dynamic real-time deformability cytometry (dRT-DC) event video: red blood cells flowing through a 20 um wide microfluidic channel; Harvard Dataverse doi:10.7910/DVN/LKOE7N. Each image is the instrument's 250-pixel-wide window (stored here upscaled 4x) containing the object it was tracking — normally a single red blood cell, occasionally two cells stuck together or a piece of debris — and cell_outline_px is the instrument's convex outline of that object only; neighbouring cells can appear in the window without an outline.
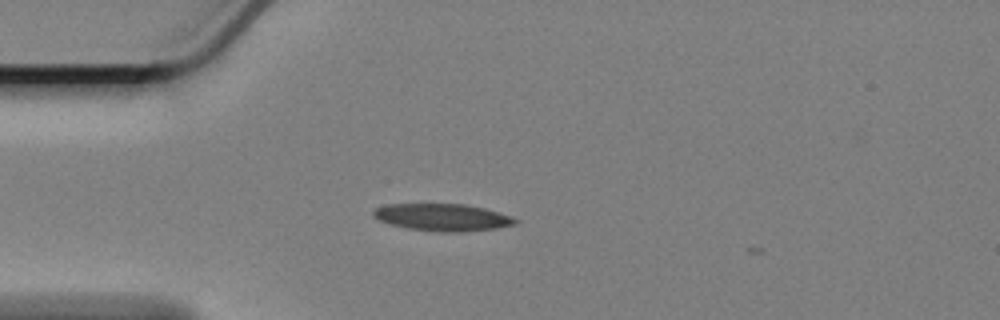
{"species": "Egyptian fruit bat (a non-hibernating species)", "species_latin": "Rousettus aegyptiacus", "temperature_condition": "cold", "stored_images_in_passage": 3, "camera_frame_rate_fps": 3000, "um_per_image_px": 0.085, "animal": {"sex": "female"}, "frame": {"image": 1, "passage_image": 1, "time_ms": 0.0, "image_size_px": [1000, 320], "cell_outline_px": [[520, 220], [516, 224], [496, 228], [460, 232], [444, 232], [408, 228], [392, 224], [380, 220], [372, 216], [372, 212], [376, 208], [384, 204], [464, 204], [484, 208], [500, 212], [512, 216]], "centroid_in_image_um": [37.65, 18.46], "position_along_channel_um": 47.4, "area_um2": 22.43}}